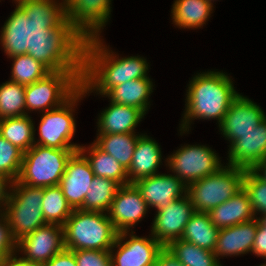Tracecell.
I'll return each mask as SVG.
<instances>
[{
    "label": "cell",
    "instance_id": "obj_10",
    "mask_svg": "<svg viewBox=\"0 0 266 266\" xmlns=\"http://www.w3.org/2000/svg\"><path fill=\"white\" fill-rule=\"evenodd\" d=\"M84 97L86 94L80 88L62 106L43 112L38 126L39 140L35 139L34 144L58 149H79L81 145L71 143L76 132V119L73 113L77 103Z\"/></svg>",
    "mask_w": 266,
    "mask_h": 266
},
{
    "label": "cell",
    "instance_id": "obj_19",
    "mask_svg": "<svg viewBox=\"0 0 266 266\" xmlns=\"http://www.w3.org/2000/svg\"><path fill=\"white\" fill-rule=\"evenodd\" d=\"M228 150L227 165L253 169L266 157V118L252 131L242 134Z\"/></svg>",
    "mask_w": 266,
    "mask_h": 266
},
{
    "label": "cell",
    "instance_id": "obj_44",
    "mask_svg": "<svg viewBox=\"0 0 266 266\" xmlns=\"http://www.w3.org/2000/svg\"><path fill=\"white\" fill-rule=\"evenodd\" d=\"M262 180L266 182V157H264L253 169Z\"/></svg>",
    "mask_w": 266,
    "mask_h": 266
},
{
    "label": "cell",
    "instance_id": "obj_15",
    "mask_svg": "<svg viewBox=\"0 0 266 266\" xmlns=\"http://www.w3.org/2000/svg\"><path fill=\"white\" fill-rule=\"evenodd\" d=\"M265 118L261 106L239 93L224 115L219 130L229 141L230 147L242 134L255 129Z\"/></svg>",
    "mask_w": 266,
    "mask_h": 266
},
{
    "label": "cell",
    "instance_id": "obj_31",
    "mask_svg": "<svg viewBox=\"0 0 266 266\" xmlns=\"http://www.w3.org/2000/svg\"><path fill=\"white\" fill-rule=\"evenodd\" d=\"M119 187L114 180L94 176L80 210L107 213Z\"/></svg>",
    "mask_w": 266,
    "mask_h": 266
},
{
    "label": "cell",
    "instance_id": "obj_24",
    "mask_svg": "<svg viewBox=\"0 0 266 266\" xmlns=\"http://www.w3.org/2000/svg\"><path fill=\"white\" fill-rule=\"evenodd\" d=\"M208 214L211 222L219 229L231 227L256 218L244 188L224 203L211 209Z\"/></svg>",
    "mask_w": 266,
    "mask_h": 266
},
{
    "label": "cell",
    "instance_id": "obj_34",
    "mask_svg": "<svg viewBox=\"0 0 266 266\" xmlns=\"http://www.w3.org/2000/svg\"><path fill=\"white\" fill-rule=\"evenodd\" d=\"M26 115L25 85L6 81L0 85V120Z\"/></svg>",
    "mask_w": 266,
    "mask_h": 266
},
{
    "label": "cell",
    "instance_id": "obj_41",
    "mask_svg": "<svg viewBox=\"0 0 266 266\" xmlns=\"http://www.w3.org/2000/svg\"><path fill=\"white\" fill-rule=\"evenodd\" d=\"M154 266H184L168 247H163L158 253Z\"/></svg>",
    "mask_w": 266,
    "mask_h": 266
},
{
    "label": "cell",
    "instance_id": "obj_28",
    "mask_svg": "<svg viewBox=\"0 0 266 266\" xmlns=\"http://www.w3.org/2000/svg\"><path fill=\"white\" fill-rule=\"evenodd\" d=\"M219 230L211 222L208 213L195 211L186 224L181 239L208 251H214Z\"/></svg>",
    "mask_w": 266,
    "mask_h": 266
},
{
    "label": "cell",
    "instance_id": "obj_9",
    "mask_svg": "<svg viewBox=\"0 0 266 266\" xmlns=\"http://www.w3.org/2000/svg\"><path fill=\"white\" fill-rule=\"evenodd\" d=\"M246 169L225 165L217 173L187 185V196L196 212L208 213L243 188Z\"/></svg>",
    "mask_w": 266,
    "mask_h": 266
},
{
    "label": "cell",
    "instance_id": "obj_37",
    "mask_svg": "<svg viewBox=\"0 0 266 266\" xmlns=\"http://www.w3.org/2000/svg\"><path fill=\"white\" fill-rule=\"evenodd\" d=\"M77 266H112L110 250L73 251Z\"/></svg>",
    "mask_w": 266,
    "mask_h": 266
},
{
    "label": "cell",
    "instance_id": "obj_20",
    "mask_svg": "<svg viewBox=\"0 0 266 266\" xmlns=\"http://www.w3.org/2000/svg\"><path fill=\"white\" fill-rule=\"evenodd\" d=\"M256 232L257 217L241 224L221 228L213 251L217 259L251 253Z\"/></svg>",
    "mask_w": 266,
    "mask_h": 266
},
{
    "label": "cell",
    "instance_id": "obj_47",
    "mask_svg": "<svg viewBox=\"0 0 266 266\" xmlns=\"http://www.w3.org/2000/svg\"><path fill=\"white\" fill-rule=\"evenodd\" d=\"M259 266H266V263L264 262L263 264L259 265Z\"/></svg>",
    "mask_w": 266,
    "mask_h": 266
},
{
    "label": "cell",
    "instance_id": "obj_23",
    "mask_svg": "<svg viewBox=\"0 0 266 266\" xmlns=\"http://www.w3.org/2000/svg\"><path fill=\"white\" fill-rule=\"evenodd\" d=\"M16 8L6 19L11 26H49L55 19L59 0H13Z\"/></svg>",
    "mask_w": 266,
    "mask_h": 266
},
{
    "label": "cell",
    "instance_id": "obj_8",
    "mask_svg": "<svg viewBox=\"0 0 266 266\" xmlns=\"http://www.w3.org/2000/svg\"><path fill=\"white\" fill-rule=\"evenodd\" d=\"M43 188L12 181L3 214L7 217L13 237L18 241L47 224L42 213Z\"/></svg>",
    "mask_w": 266,
    "mask_h": 266
},
{
    "label": "cell",
    "instance_id": "obj_39",
    "mask_svg": "<svg viewBox=\"0 0 266 266\" xmlns=\"http://www.w3.org/2000/svg\"><path fill=\"white\" fill-rule=\"evenodd\" d=\"M251 253L266 259V226L257 218V232Z\"/></svg>",
    "mask_w": 266,
    "mask_h": 266
},
{
    "label": "cell",
    "instance_id": "obj_2",
    "mask_svg": "<svg viewBox=\"0 0 266 266\" xmlns=\"http://www.w3.org/2000/svg\"><path fill=\"white\" fill-rule=\"evenodd\" d=\"M81 59V89L105 96L113 87L129 80L149 78V62L142 56L119 58L100 37L80 42L74 48ZM148 72V73H147Z\"/></svg>",
    "mask_w": 266,
    "mask_h": 266
},
{
    "label": "cell",
    "instance_id": "obj_12",
    "mask_svg": "<svg viewBox=\"0 0 266 266\" xmlns=\"http://www.w3.org/2000/svg\"><path fill=\"white\" fill-rule=\"evenodd\" d=\"M134 233V231L118 233L116 241L110 249L112 266L155 265L158 253L163 246L152 235L139 237Z\"/></svg>",
    "mask_w": 266,
    "mask_h": 266
},
{
    "label": "cell",
    "instance_id": "obj_45",
    "mask_svg": "<svg viewBox=\"0 0 266 266\" xmlns=\"http://www.w3.org/2000/svg\"><path fill=\"white\" fill-rule=\"evenodd\" d=\"M258 218V220L263 224V225H265L266 226V213H264V214H261L259 217H257Z\"/></svg>",
    "mask_w": 266,
    "mask_h": 266
},
{
    "label": "cell",
    "instance_id": "obj_30",
    "mask_svg": "<svg viewBox=\"0 0 266 266\" xmlns=\"http://www.w3.org/2000/svg\"><path fill=\"white\" fill-rule=\"evenodd\" d=\"M30 115L0 120V135L23 152L28 151L36 139L34 121Z\"/></svg>",
    "mask_w": 266,
    "mask_h": 266
},
{
    "label": "cell",
    "instance_id": "obj_4",
    "mask_svg": "<svg viewBox=\"0 0 266 266\" xmlns=\"http://www.w3.org/2000/svg\"><path fill=\"white\" fill-rule=\"evenodd\" d=\"M81 87V59L73 49L49 74L25 86L28 111L46 112L62 106Z\"/></svg>",
    "mask_w": 266,
    "mask_h": 266
},
{
    "label": "cell",
    "instance_id": "obj_32",
    "mask_svg": "<svg viewBox=\"0 0 266 266\" xmlns=\"http://www.w3.org/2000/svg\"><path fill=\"white\" fill-rule=\"evenodd\" d=\"M41 209L46 223L60 226L73 212L59 185L43 188Z\"/></svg>",
    "mask_w": 266,
    "mask_h": 266
},
{
    "label": "cell",
    "instance_id": "obj_26",
    "mask_svg": "<svg viewBox=\"0 0 266 266\" xmlns=\"http://www.w3.org/2000/svg\"><path fill=\"white\" fill-rule=\"evenodd\" d=\"M213 8L207 0H175L171 9L172 21L181 29H199L210 19Z\"/></svg>",
    "mask_w": 266,
    "mask_h": 266
},
{
    "label": "cell",
    "instance_id": "obj_46",
    "mask_svg": "<svg viewBox=\"0 0 266 266\" xmlns=\"http://www.w3.org/2000/svg\"><path fill=\"white\" fill-rule=\"evenodd\" d=\"M211 5H213L212 2H214L215 0H207Z\"/></svg>",
    "mask_w": 266,
    "mask_h": 266
},
{
    "label": "cell",
    "instance_id": "obj_25",
    "mask_svg": "<svg viewBox=\"0 0 266 266\" xmlns=\"http://www.w3.org/2000/svg\"><path fill=\"white\" fill-rule=\"evenodd\" d=\"M153 82L150 78L129 80L113 87L105 96L111 102L137 107L145 114L150 109V96L153 92Z\"/></svg>",
    "mask_w": 266,
    "mask_h": 266
},
{
    "label": "cell",
    "instance_id": "obj_14",
    "mask_svg": "<svg viewBox=\"0 0 266 266\" xmlns=\"http://www.w3.org/2000/svg\"><path fill=\"white\" fill-rule=\"evenodd\" d=\"M195 213L187 194L174 200L162 210L156 211L151 234L163 247L181 239L185 226Z\"/></svg>",
    "mask_w": 266,
    "mask_h": 266
},
{
    "label": "cell",
    "instance_id": "obj_29",
    "mask_svg": "<svg viewBox=\"0 0 266 266\" xmlns=\"http://www.w3.org/2000/svg\"><path fill=\"white\" fill-rule=\"evenodd\" d=\"M140 134H97L94 143L114 157L126 170L129 168Z\"/></svg>",
    "mask_w": 266,
    "mask_h": 266
},
{
    "label": "cell",
    "instance_id": "obj_3",
    "mask_svg": "<svg viewBox=\"0 0 266 266\" xmlns=\"http://www.w3.org/2000/svg\"><path fill=\"white\" fill-rule=\"evenodd\" d=\"M192 77L186 90L180 135L189 133L190 125L195 119H216L219 126L232 101L239 95L232 77L223 71L210 70Z\"/></svg>",
    "mask_w": 266,
    "mask_h": 266
},
{
    "label": "cell",
    "instance_id": "obj_7",
    "mask_svg": "<svg viewBox=\"0 0 266 266\" xmlns=\"http://www.w3.org/2000/svg\"><path fill=\"white\" fill-rule=\"evenodd\" d=\"M76 151L79 149H58L34 144L24 152L16 180L32 187L59 185L67 162Z\"/></svg>",
    "mask_w": 266,
    "mask_h": 266
},
{
    "label": "cell",
    "instance_id": "obj_21",
    "mask_svg": "<svg viewBox=\"0 0 266 266\" xmlns=\"http://www.w3.org/2000/svg\"><path fill=\"white\" fill-rule=\"evenodd\" d=\"M162 151L156 140L147 134H141L138 137L132 161L127 169L129 184L158 174V169L162 163Z\"/></svg>",
    "mask_w": 266,
    "mask_h": 266
},
{
    "label": "cell",
    "instance_id": "obj_13",
    "mask_svg": "<svg viewBox=\"0 0 266 266\" xmlns=\"http://www.w3.org/2000/svg\"><path fill=\"white\" fill-rule=\"evenodd\" d=\"M65 249L63 226L45 224L17 241V252L22 259L35 266H44Z\"/></svg>",
    "mask_w": 266,
    "mask_h": 266
},
{
    "label": "cell",
    "instance_id": "obj_36",
    "mask_svg": "<svg viewBox=\"0 0 266 266\" xmlns=\"http://www.w3.org/2000/svg\"><path fill=\"white\" fill-rule=\"evenodd\" d=\"M243 188L248 194L254 215L257 217L266 213V182L252 169L245 171Z\"/></svg>",
    "mask_w": 266,
    "mask_h": 266
},
{
    "label": "cell",
    "instance_id": "obj_11",
    "mask_svg": "<svg viewBox=\"0 0 266 266\" xmlns=\"http://www.w3.org/2000/svg\"><path fill=\"white\" fill-rule=\"evenodd\" d=\"M215 152L205 145L184 144L168 156L165 163L171 173L187 186L217 173L223 167L224 164Z\"/></svg>",
    "mask_w": 266,
    "mask_h": 266
},
{
    "label": "cell",
    "instance_id": "obj_17",
    "mask_svg": "<svg viewBox=\"0 0 266 266\" xmlns=\"http://www.w3.org/2000/svg\"><path fill=\"white\" fill-rule=\"evenodd\" d=\"M149 208L164 209L186 195L187 186L173 174H155L133 183Z\"/></svg>",
    "mask_w": 266,
    "mask_h": 266
},
{
    "label": "cell",
    "instance_id": "obj_1",
    "mask_svg": "<svg viewBox=\"0 0 266 266\" xmlns=\"http://www.w3.org/2000/svg\"><path fill=\"white\" fill-rule=\"evenodd\" d=\"M0 31L2 49L12 59L10 81L29 85L49 74L74 48L49 26H11Z\"/></svg>",
    "mask_w": 266,
    "mask_h": 266
},
{
    "label": "cell",
    "instance_id": "obj_43",
    "mask_svg": "<svg viewBox=\"0 0 266 266\" xmlns=\"http://www.w3.org/2000/svg\"><path fill=\"white\" fill-rule=\"evenodd\" d=\"M0 266H35L30 262L21 258V256H17L13 254L9 257H6L1 263Z\"/></svg>",
    "mask_w": 266,
    "mask_h": 266
},
{
    "label": "cell",
    "instance_id": "obj_16",
    "mask_svg": "<svg viewBox=\"0 0 266 266\" xmlns=\"http://www.w3.org/2000/svg\"><path fill=\"white\" fill-rule=\"evenodd\" d=\"M149 207L134 184L122 185L116 192L108 218L118 232L132 231L133 226L146 216Z\"/></svg>",
    "mask_w": 266,
    "mask_h": 266
},
{
    "label": "cell",
    "instance_id": "obj_38",
    "mask_svg": "<svg viewBox=\"0 0 266 266\" xmlns=\"http://www.w3.org/2000/svg\"><path fill=\"white\" fill-rule=\"evenodd\" d=\"M17 254V240L13 237L7 217L0 213V263Z\"/></svg>",
    "mask_w": 266,
    "mask_h": 266
},
{
    "label": "cell",
    "instance_id": "obj_5",
    "mask_svg": "<svg viewBox=\"0 0 266 266\" xmlns=\"http://www.w3.org/2000/svg\"><path fill=\"white\" fill-rule=\"evenodd\" d=\"M111 1L61 0L49 27L75 48L82 41L101 37L102 29L110 20Z\"/></svg>",
    "mask_w": 266,
    "mask_h": 266
},
{
    "label": "cell",
    "instance_id": "obj_27",
    "mask_svg": "<svg viewBox=\"0 0 266 266\" xmlns=\"http://www.w3.org/2000/svg\"><path fill=\"white\" fill-rule=\"evenodd\" d=\"M79 151L89 161L95 176L114 180L120 186L129 184L127 170L94 142L88 147L80 146Z\"/></svg>",
    "mask_w": 266,
    "mask_h": 266
},
{
    "label": "cell",
    "instance_id": "obj_35",
    "mask_svg": "<svg viewBox=\"0 0 266 266\" xmlns=\"http://www.w3.org/2000/svg\"><path fill=\"white\" fill-rule=\"evenodd\" d=\"M24 152L0 135V173L11 182L19 176Z\"/></svg>",
    "mask_w": 266,
    "mask_h": 266
},
{
    "label": "cell",
    "instance_id": "obj_40",
    "mask_svg": "<svg viewBox=\"0 0 266 266\" xmlns=\"http://www.w3.org/2000/svg\"><path fill=\"white\" fill-rule=\"evenodd\" d=\"M44 266H77L73 251L64 249L51 258Z\"/></svg>",
    "mask_w": 266,
    "mask_h": 266
},
{
    "label": "cell",
    "instance_id": "obj_18",
    "mask_svg": "<svg viewBox=\"0 0 266 266\" xmlns=\"http://www.w3.org/2000/svg\"><path fill=\"white\" fill-rule=\"evenodd\" d=\"M94 176L89 161L80 151H76L67 162L65 173L59 183L73 210L82 207Z\"/></svg>",
    "mask_w": 266,
    "mask_h": 266
},
{
    "label": "cell",
    "instance_id": "obj_22",
    "mask_svg": "<svg viewBox=\"0 0 266 266\" xmlns=\"http://www.w3.org/2000/svg\"><path fill=\"white\" fill-rule=\"evenodd\" d=\"M145 115L137 107L110 101L109 106L97 117V134L136 133L135 128Z\"/></svg>",
    "mask_w": 266,
    "mask_h": 266
},
{
    "label": "cell",
    "instance_id": "obj_42",
    "mask_svg": "<svg viewBox=\"0 0 266 266\" xmlns=\"http://www.w3.org/2000/svg\"><path fill=\"white\" fill-rule=\"evenodd\" d=\"M11 181L0 173V213H3L7 203Z\"/></svg>",
    "mask_w": 266,
    "mask_h": 266
},
{
    "label": "cell",
    "instance_id": "obj_33",
    "mask_svg": "<svg viewBox=\"0 0 266 266\" xmlns=\"http://www.w3.org/2000/svg\"><path fill=\"white\" fill-rule=\"evenodd\" d=\"M184 266H222L213 251L178 239L167 246Z\"/></svg>",
    "mask_w": 266,
    "mask_h": 266
},
{
    "label": "cell",
    "instance_id": "obj_6",
    "mask_svg": "<svg viewBox=\"0 0 266 266\" xmlns=\"http://www.w3.org/2000/svg\"><path fill=\"white\" fill-rule=\"evenodd\" d=\"M65 248L76 250H110L118 231L107 213L73 210L63 225Z\"/></svg>",
    "mask_w": 266,
    "mask_h": 266
}]
</instances>
